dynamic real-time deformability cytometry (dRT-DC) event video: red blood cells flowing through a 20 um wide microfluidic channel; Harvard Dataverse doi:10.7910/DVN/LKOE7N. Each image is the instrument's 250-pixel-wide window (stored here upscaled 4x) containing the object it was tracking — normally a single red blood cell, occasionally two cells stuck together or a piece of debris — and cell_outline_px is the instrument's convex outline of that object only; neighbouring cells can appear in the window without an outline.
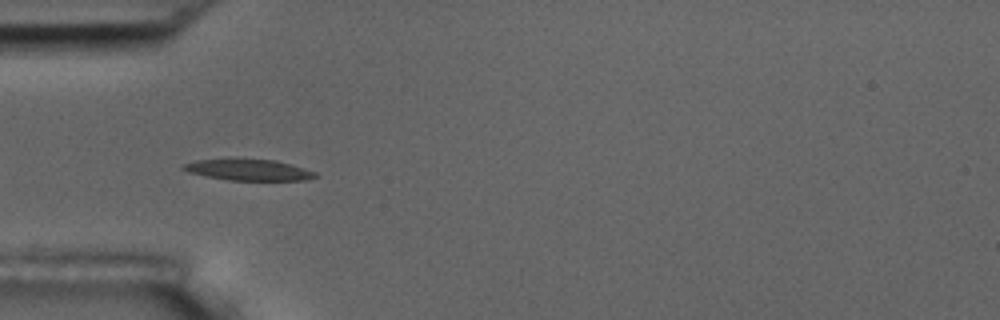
{"species": "common noctule bat (a hibernating species)", "species_latin": "Nyctalus noctula", "temperature_condition": "room temperature", "stored_images_in_passage": 10, "camera_frame_rate_fps": 3000, "um_per_image_px": 0.085, "animal": {"sex": "male", "body_mass_g": 17.5, "forearm_length_mm": 52.3}, "frame": {"image": 1, "passage_image": 5, "time_ms": 4.667, "image_size_px": [1000, 320], "cell_outline_px": [[316, 176], [308, 180], [228, 180], [188, 172], [180, 168], [184, 164], [196, 160], [236, 156], [276, 160], [316, 172]], "centroid_in_image_um": [21.06, 14.39], "position_along_channel_um": 63.9, "area_um2": 16.88}}
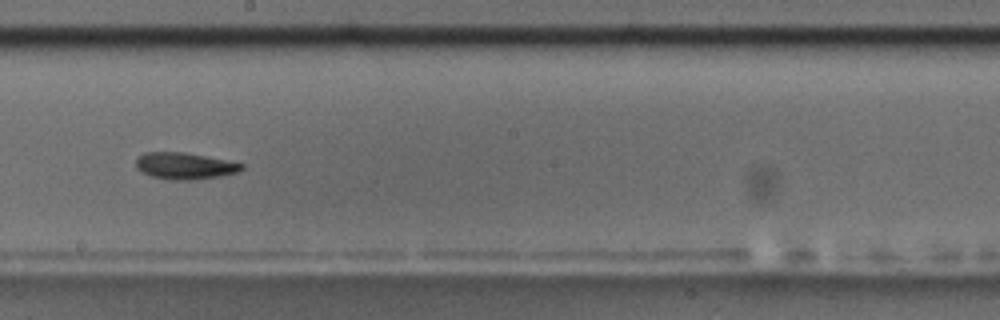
{"frame": {"image": 2, "passage_image": 9, "time_ms": 9.333, "image_size_px": [1000, 320], "cell_outline_px": [[244, 168], [240, 172], [220, 176], [192, 180], [172, 180], [152, 176], [136, 168], [136, 156], [144, 152], [184, 152], [244, 164]], "centroid_in_image_um": [15.69, 14.1], "position_along_channel_um": 232.5, "area_um2": 16.36}}
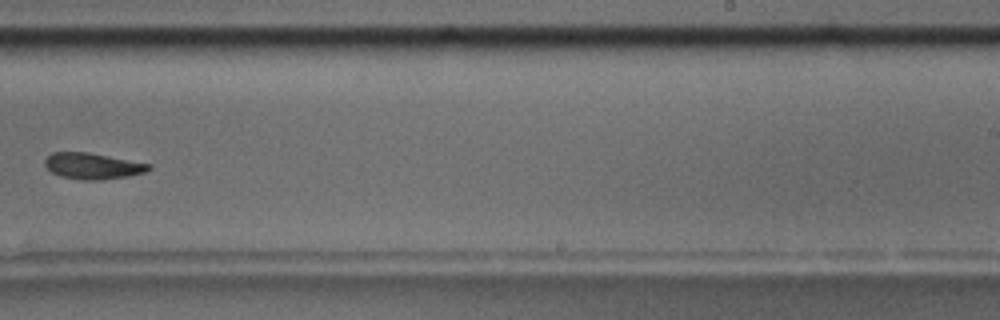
{"frame": {"image": 3, "passage_image": 10, "time_ms": 10.667, "image_size_px": [1000, 320], "cell_outline_px": [[152, 168], [144, 172], [128, 176], [100, 180], [84, 180], [60, 176], [52, 172], [44, 164], [44, 160], [52, 152], [88, 152], [152, 164]], "centroid_in_image_um": [7.88, 14.1], "position_along_channel_um": 281.1, "area_um2": 15.78}}